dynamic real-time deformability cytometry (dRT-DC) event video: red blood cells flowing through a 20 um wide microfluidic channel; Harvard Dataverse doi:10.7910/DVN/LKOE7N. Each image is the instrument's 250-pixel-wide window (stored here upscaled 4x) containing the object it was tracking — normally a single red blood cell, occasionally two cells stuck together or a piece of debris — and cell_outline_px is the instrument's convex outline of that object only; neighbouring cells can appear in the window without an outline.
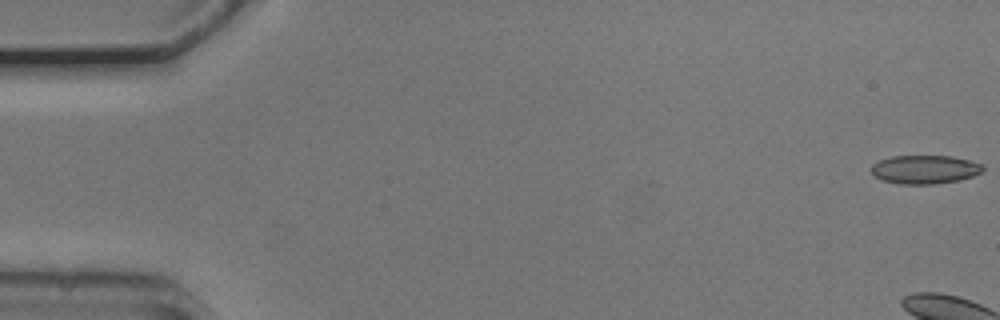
{"species": "common noctule bat (a hibernating species)", "species_latin": "Nyctalus noctula", "temperature_condition": "cold", "stored_images_in_passage": 6, "camera_frame_rate_fps": 3000, "um_per_image_px": 0.085, "animal": {"sex": "male", "body_mass_g": 20.5, "forearm_length_mm": 52.5}, "frame": {"image": 1, "passage_image": 1, "time_ms": 0.0, "image_size_px": [1000, 320], "cell_outline_px": [[984, 168], [980, 172], [972, 176], [960, 180], [936, 184], [900, 184], [884, 180], [872, 176], [872, 164], [880, 160], [892, 156], [952, 156], [984, 164]], "centroid_in_image_um": [78.61, 14.4], "position_along_channel_um": 6.4, "area_um2": 18.61}}